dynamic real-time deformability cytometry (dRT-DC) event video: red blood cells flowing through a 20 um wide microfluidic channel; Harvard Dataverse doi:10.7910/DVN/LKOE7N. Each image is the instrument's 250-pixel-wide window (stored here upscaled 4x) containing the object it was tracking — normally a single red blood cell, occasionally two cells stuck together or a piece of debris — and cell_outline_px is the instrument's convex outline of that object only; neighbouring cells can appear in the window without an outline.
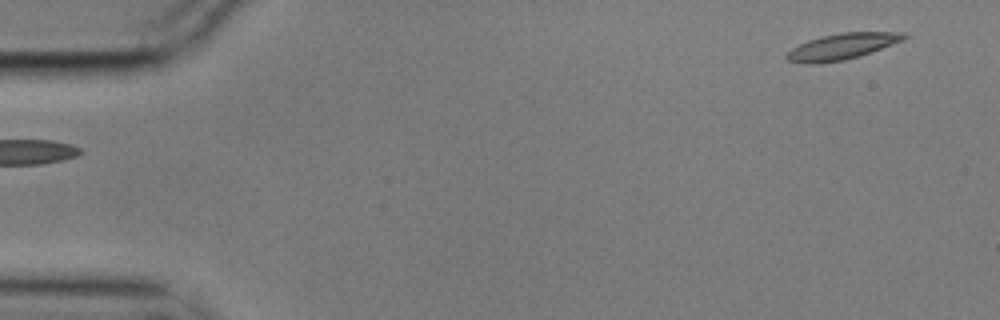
{"species": "common noctule bat (a hibernating species)", "species_latin": "Nyctalus noctula", "temperature_condition": "cold", "stored_images_in_passage": 3, "segment_of_instrument_passage": [2, 2], "camera_frame_rate_fps": 3000, "um_per_image_px": 0.085, "animal": {"sex": "male", "body_mass_g": 17.9}, "frame": {"image": 1, "passage_image": 3, "time_ms": 0.667, "image_size_px": [1000, 320], "cell_outline_px": [[908, 36], [904, 40], [844, 60], [816, 64], [804, 64], [788, 60], [784, 56], [792, 48], [808, 40], [820, 36], [840, 32], [908, 32]], "centroid_in_image_um": [71.54, 3.94], "position_along_channel_um": 13.5, "area_um2": 17.69}}